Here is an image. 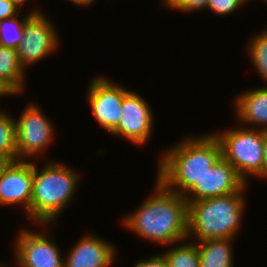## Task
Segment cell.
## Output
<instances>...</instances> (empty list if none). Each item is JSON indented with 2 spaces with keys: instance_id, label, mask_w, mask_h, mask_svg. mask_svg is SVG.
<instances>
[{
  "instance_id": "obj_24",
  "label": "cell",
  "mask_w": 267,
  "mask_h": 267,
  "mask_svg": "<svg viewBox=\"0 0 267 267\" xmlns=\"http://www.w3.org/2000/svg\"><path fill=\"white\" fill-rule=\"evenodd\" d=\"M18 15V8L9 0H0V21Z\"/></svg>"
},
{
  "instance_id": "obj_15",
  "label": "cell",
  "mask_w": 267,
  "mask_h": 267,
  "mask_svg": "<svg viewBox=\"0 0 267 267\" xmlns=\"http://www.w3.org/2000/svg\"><path fill=\"white\" fill-rule=\"evenodd\" d=\"M229 238L196 242L200 267H233L232 241Z\"/></svg>"
},
{
  "instance_id": "obj_21",
  "label": "cell",
  "mask_w": 267,
  "mask_h": 267,
  "mask_svg": "<svg viewBox=\"0 0 267 267\" xmlns=\"http://www.w3.org/2000/svg\"><path fill=\"white\" fill-rule=\"evenodd\" d=\"M210 0H164V5L180 12L207 9Z\"/></svg>"
},
{
  "instance_id": "obj_23",
  "label": "cell",
  "mask_w": 267,
  "mask_h": 267,
  "mask_svg": "<svg viewBox=\"0 0 267 267\" xmlns=\"http://www.w3.org/2000/svg\"><path fill=\"white\" fill-rule=\"evenodd\" d=\"M133 267H168L166 258L162 255L149 257L134 264Z\"/></svg>"
},
{
  "instance_id": "obj_28",
  "label": "cell",
  "mask_w": 267,
  "mask_h": 267,
  "mask_svg": "<svg viewBox=\"0 0 267 267\" xmlns=\"http://www.w3.org/2000/svg\"><path fill=\"white\" fill-rule=\"evenodd\" d=\"M68 1H71L73 3H75L76 5H82L83 7L85 6H89V4L95 2V0H68Z\"/></svg>"
},
{
  "instance_id": "obj_11",
  "label": "cell",
  "mask_w": 267,
  "mask_h": 267,
  "mask_svg": "<svg viewBox=\"0 0 267 267\" xmlns=\"http://www.w3.org/2000/svg\"><path fill=\"white\" fill-rule=\"evenodd\" d=\"M246 182L237 170L223 157L210 168L185 195L187 203L212 197L239 193ZM191 196V197H190Z\"/></svg>"
},
{
  "instance_id": "obj_5",
  "label": "cell",
  "mask_w": 267,
  "mask_h": 267,
  "mask_svg": "<svg viewBox=\"0 0 267 267\" xmlns=\"http://www.w3.org/2000/svg\"><path fill=\"white\" fill-rule=\"evenodd\" d=\"M218 139L222 157L226 159L247 182V175L257 176L263 166V130L237 128L214 134Z\"/></svg>"
},
{
  "instance_id": "obj_2",
  "label": "cell",
  "mask_w": 267,
  "mask_h": 267,
  "mask_svg": "<svg viewBox=\"0 0 267 267\" xmlns=\"http://www.w3.org/2000/svg\"><path fill=\"white\" fill-rule=\"evenodd\" d=\"M221 157L214 134L184 139L160 155L156 178L167 189L185 195Z\"/></svg>"
},
{
  "instance_id": "obj_13",
  "label": "cell",
  "mask_w": 267,
  "mask_h": 267,
  "mask_svg": "<svg viewBox=\"0 0 267 267\" xmlns=\"http://www.w3.org/2000/svg\"><path fill=\"white\" fill-rule=\"evenodd\" d=\"M115 256L112 244L93 235H85L64 259V267H110Z\"/></svg>"
},
{
  "instance_id": "obj_10",
  "label": "cell",
  "mask_w": 267,
  "mask_h": 267,
  "mask_svg": "<svg viewBox=\"0 0 267 267\" xmlns=\"http://www.w3.org/2000/svg\"><path fill=\"white\" fill-rule=\"evenodd\" d=\"M151 108L138 93L129 91L123 98L121 119L111 132L133 144L143 145L148 141L153 128Z\"/></svg>"
},
{
  "instance_id": "obj_6",
  "label": "cell",
  "mask_w": 267,
  "mask_h": 267,
  "mask_svg": "<svg viewBox=\"0 0 267 267\" xmlns=\"http://www.w3.org/2000/svg\"><path fill=\"white\" fill-rule=\"evenodd\" d=\"M15 123L18 160L37 156L50 145L54 129L38 106L29 104Z\"/></svg>"
},
{
  "instance_id": "obj_1",
  "label": "cell",
  "mask_w": 267,
  "mask_h": 267,
  "mask_svg": "<svg viewBox=\"0 0 267 267\" xmlns=\"http://www.w3.org/2000/svg\"><path fill=\"white\" fill-rule=\"evenodd\" d=\"M155 194L122 220L124 226L148 241L170 244L188 239V203L158 179Z\"/></svg>"
},
{
  "instance_id": "obj_7",
  "label": "cell",
  "mask_w": 267,
  "mask_h": 267,
  "mask_svg": "<svg viewBox=\"0 0 267 267\" xmlns=\"http://www.w3.org/2000/svg\"><path fill=\"white\" fill-rule=\"evenodd\" d=\"M55 27L43 12L31 15L25 21L22 42L17 48L19 62L24 70L26 66L39 62L56 50L59 37Z\"/></svg>"
},
{
  "instance_id": "obj_16",
  "label": "cell",
  "mask_w": 267,
  "mask_h": 267,
  "mask_svg": "<svg viewBox=\"0 0 267 267\" xmlns=\"http://www.w3.org/2000/svg\"><path fill=\"white\" fill-rule=\"evenodd\" d=\"M24 71L19 62L17 50L0 46V79L15 95L24 90Z\"/></svg>"
},
{
  "instance_id": "obj_9",
  "label": "cell",
  "mask_w": 267,
  "mask_h": 267,
  "mask_svg": "<svg viewBox=\"0 0 267 267\" xmlns=\"http://www.w3.org/2000/svg\"><path fill=\"white\" fill-rule=\"evenodd\" d=\"M45 235L38 231L20 230L14 242V254L19 267H64L60 249Z\"/></svg>"
},
{
  "instance_id": "obj_19",
  "label": "cell",
  "mask_w": 267,
  "mask_h": 267,
  "mask_svg": "<svg viewBox=\"0 0 267 267\" xmlns=\"http://www.w3.org/2000/svg\"><path fill=\"white\" fill-rule=\"evenodd\" d=\"M0 154L12 161L18 160L16 146V123L6 112L0 114Z\"/></svg>"
},
{
  "instance_id": "obj_20",
  "label": "cell",
  "mask_w": 267,
  "mask_h": 267,
  "mask_svg": "<svg viewBox=\"0 0 267 267\" xmlns=\"http://www.w3.org/2000/svg\"><path fill=\"white\" fill-rule=\"evenodd\" d=\"M247 52L256 70L267 83V29L255 35L248 43Z\"/></svg>"
},
{
  "instance_id": "obj_25",
  "label": "cell",
  "mask_w": 267,
  "mask_h": 267,
  "mask_svg": "<svg viewBox=\"0 0 267 267\" xmlns=\"http://www.w3.org/2000/svg\"><path fill=\"white\" fill-rule=\"evenodd\" d=\"M258 176L267 179V130H263V166Z\"/></svg>"
},
{
  "instance_id": "obj_14",
  "label": "cell",
  "mask_w": 267,
  "mask_h": 267,
  "mask_svg": "<svg viewBox=\"0 0 267 267\" xmlns=\"http://www.w3.org/2000/svg\"><path fill=\"white\" fill-rule=\"evenodd\" d=\"M235 100L236 116L243 124L264 125L262 130H267V87L243 92Z\"/></svg>"
},
{
  "instance_id": "obj_26",
  "label": "cell",
  "mask_w": 267,
  "mask_h": 267,
  "mask_svg": "<svg viewBox=\"0 0 267 267\" xmlns=\"http://www.w3.org/2000/svg\"><path fill=\"white\" fill-rule=\"evenodd\" d=\"M12 160L3 154H0V176L4 173L5 169L10 165Z\"/></svg>"
},
{
  "instance_id": "obj_17",
  "label": "cell",
  "mask_w": 267,
  "mask_h": 267,
  "mask_svg": "<svg viewBox=\"0 0 267 267\" xmlns=\"http://www.w3.org/2000/svg\"><path fill=\"white\" fill-rule=\"evenodd\" d=\"M42 13L41 10H34L23 17L22 20L18 19L19 14L11 18L0 21V46L12 48L17 50L22 42L25 21L31 16Z\"/></svg>"
},
{
  "instance_id": "obj_18",
  "label": "cell",
  "mask_w": 267,
  "mask_h": 267,
  "mask_svg": "<svg viewBox=\"0 0 267 267\" xmlns=\"http://www.w3.org/2000/svg\"><path fill=\"white\" fill-rule=\"evenodd\" d=\"M168 267H200L196 242L179 244L163 253Z\"/></svg>"
},
{
  "instance_id": "obj_12",
  "label": "cell",
  "mask_w": 267,
  "mask_h": 267,
  "mask_svg": "<svg viewBox=\"0 0 267 267\" xmlns=\"http://www.w3.org/2000/svg\"><path fill=\"white\" fill-rule=\"evenodd\" d=\"M33 162L12 161L0 176V204L24 205L25 214L30 210L32 198Z\"/></svg>"
},
{
  "instance_id": "obj_27",
  "label": "cell",
  "mask_w": 267,
  "mask_h": 267,
  "mask_svg": "<svg viewBox=\"0 0 267 267\" xmlns=\"http://www.w3.org/2000/svg\"><path fill=\"white\" fill-rule=\"evenodd\" d=\"M15 95V93L0 79V97L5 95Z\"/></svg>"
},
{
  "instance_id": "obj_29",
  "label": "cell",
  "mask_w": 267,
  "mask_h": 267,
  "mask_svg": "<svg viewBox=\"0 0 267 267\" xmlns=\"http://www.w3.org/2000/svg\"><path fill=\"white\" fill-rule=\"evenodd\" d=\"M11 1L20 11L22 4H24L27 0H9Z\"/></svg>"
},
{
  "instance_id": "obj_3",
  "label": "cell",
  "mask_w": 267,
  "mask_h": 267,
  "mask_svg": "<svg viewBox=\"0 0 267 267\" xmlns=\"http://www.w3.org/2000/svg\"><path fill=\"white\" fill-rule=\"evenodd\" d=\"M78 178V173L64 164L47 162L38 171L33 162L32 198L28 217L42 226L53 223L73 199Z\"/></svg>"
},
{
  "instance_id": "obj_22",
  "label": "cell",
  "mask_w": 267,
  "mask_h": 267,
  "mask_svg": "<svg viewBox=\"0 0 267 267\" xmlns=\"http://www.w3.org/2000/svg\"><path fill=\"white\" fill-rule=\"evenodd\" d=\"M247 2V0H210L207 9L217 15H229Z\"/></svg>"
},
{
  "instance_id": "obj_4",
  "label": "cell",
  "mask_w": 267,
  "mask_h": 267,
  "mask_svg": "<svg viewBox=\"0 0 267 267\" xmlns=\"http://www.w3.org/2000/svg\"><path fill=\"white\" fill-rule=\"evenodd\" d=\"M244 191L188 203V236H195L198 242L206 239H234L245 209Z\"/></svg>"
},
{
  "instance_id": "obj_8",
  "label": "cell",
  "mask_w": 267,
  "mask_h": 267,
  "mask_svg": "<svg viewBox=\"0 0 267 267\" xmlns=\"http://www.w3.org/2000/svg\"><path fill=\"white\" fill-rule=\"evenodd\" d=\"M129 92L104 78L96 77L88 89V102L94 118L107 132H112L121 119L122 101Z\"/></svg>"
}]
</instances>
